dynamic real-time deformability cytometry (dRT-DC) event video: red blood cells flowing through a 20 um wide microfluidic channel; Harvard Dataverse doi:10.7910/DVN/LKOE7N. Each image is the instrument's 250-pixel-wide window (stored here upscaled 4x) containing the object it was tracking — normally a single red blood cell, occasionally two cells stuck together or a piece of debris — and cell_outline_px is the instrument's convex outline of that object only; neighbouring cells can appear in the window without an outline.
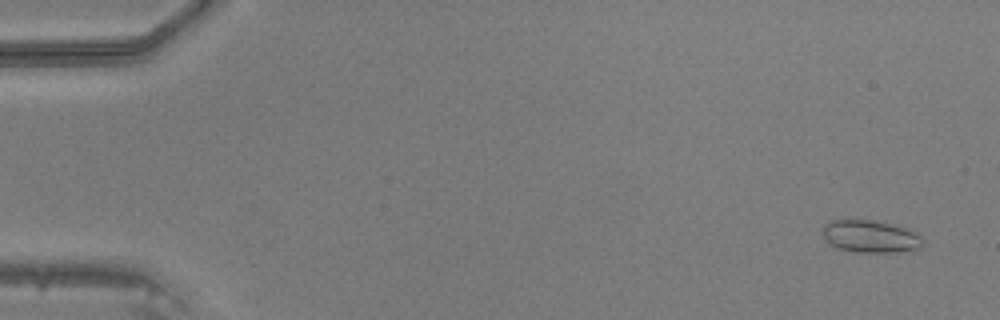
{"species": "common noctule bat (a hibernating species)", "species_latin": "Nyctalus noctula", "temperature_condition": "warm", "stored_images_in_passage": 48, "camera_frame_rate_fps": 3000, "um_per_image_px": 0.085, "animal": {"sex": "male", "body_mass_g": 20.5, "forearm_length_mm": 52.5}, "frame": {"image": 1, "passage_image": 3, "time_ms": 0.667, "image_size_px": [1000, 320], "cell_outline_px": [[924, 244], [920, 248], [900, 252], [856, 252], [836, 248], [828, 244], [824, 240], [824, 224], [828, 220], [872, 220], [900, 224], [916, 232], [924, 240]], "centroid_in_image_um": [74.02, 20.09], "position_along_channel_um": 11.0, "area_um2": 19.42}}
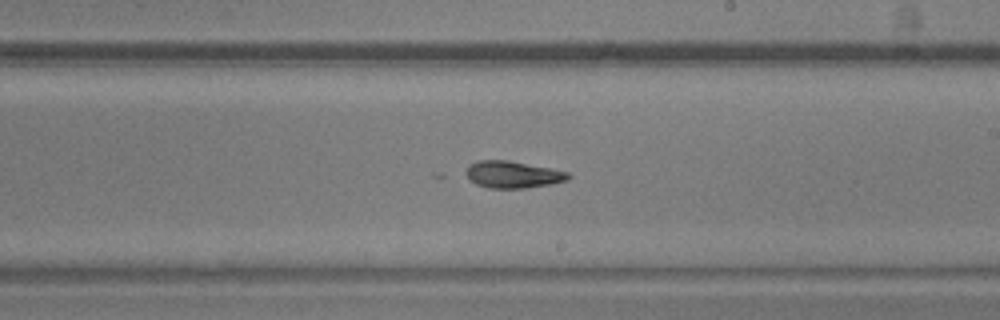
{"frame": {"image": 2, "passage_image": 29, "time_ms": 9.333, "image_size_px": [1000, 320], "cell_outline_px": [[572, 176], [568, 180], [552, 184], [528, 188], [488, 188], [476, 184], [464, 172], [468, 164], [476, 160], [508, 160], [568, 172]], "centroid_in_image_um": [43.58, 14.83], "position_along_channel_um": 245.4, "area_um2": 16.13}}
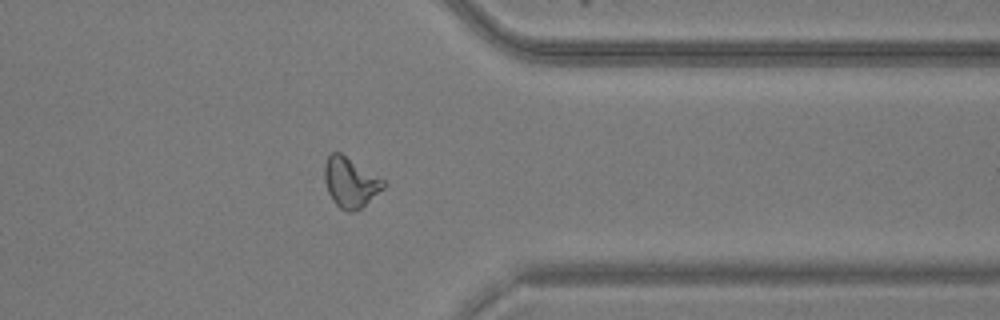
{"frame": {"image": 3, "passage_image": 39, "time_ms": 12.667, "image_size_px": [1000, 320], "cell_outline_px": [[388, 184], [384, 188], [360, 208], [352, 212], [348, 212], [340, 208], [332, 200], [328, 192], [324, 180], [324, 164], [328, 156], [332, 152], [340, 152], [384, 180]], "centroid_in_image_um": [29.76, 15.5], "position_along_channel_um": 381.6, "area_um2": 17.05}}